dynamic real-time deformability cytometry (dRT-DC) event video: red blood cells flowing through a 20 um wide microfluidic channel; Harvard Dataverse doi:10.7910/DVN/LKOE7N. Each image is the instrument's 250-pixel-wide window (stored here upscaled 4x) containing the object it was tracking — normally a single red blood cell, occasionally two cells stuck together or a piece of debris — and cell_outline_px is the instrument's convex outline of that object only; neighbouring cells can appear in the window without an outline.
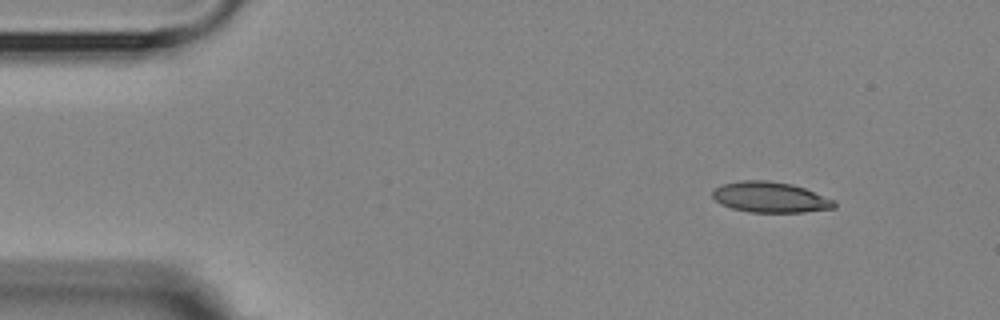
{"species": "Egyptian fruit bat (a non-hibernating species)", "species_latin": "Rousettus aegyptiacus", "temperature_condition": "room temperature", "stored_images_in_passage": 5, "camera_frame_rate_fps": 3000, "um_per_image_px": 0.085, "animal": {"sex": "female"}, "frame": {"image": 1, "passage_image": 1, "time_ms": 0.0, "image_size_px": [1000, 320], "cell_outline_px": [[836, 208], [804, 212], [748, 212], [732, 208], [720, 204], [712, 196], [712, 192], [716, 188], [724, 184], [740, 180], [768, 180], [792, 184], [804, 188], [836, 200]], "centroid_in_image_um": [65.5, 16.76], "position_along_channel_um": 19.5, "area_um2": 21.79}}
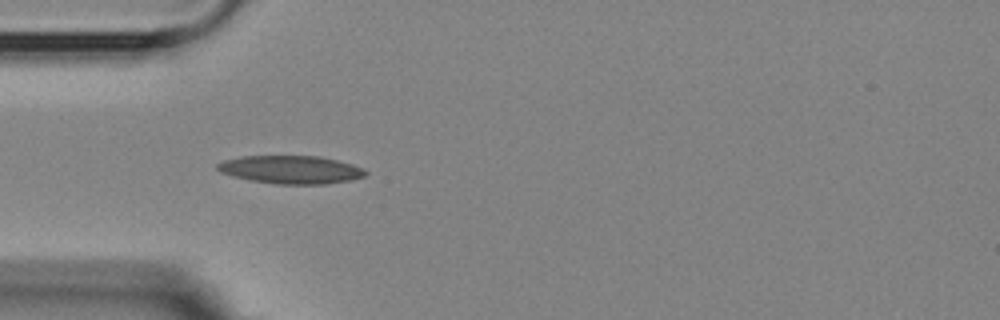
{"frame": {"image": 2, "passage_image": 4, "time_ms": 3.333, "image_size_px": [1000, 320], "cell_outline_px": [[368, 172], [364, 176], [348, 180], [324, 184], [276, 184], [252, 180], [232, 176], [220, 172], [216, 168], [216, 164], [224, 160], [240, 156], [320, 156], [352, 164], [364, 168]], "centroid_in_image_um": [24.7, 14.41], "position_along_channel_um": 60.3, "area_um2": 24.16}}
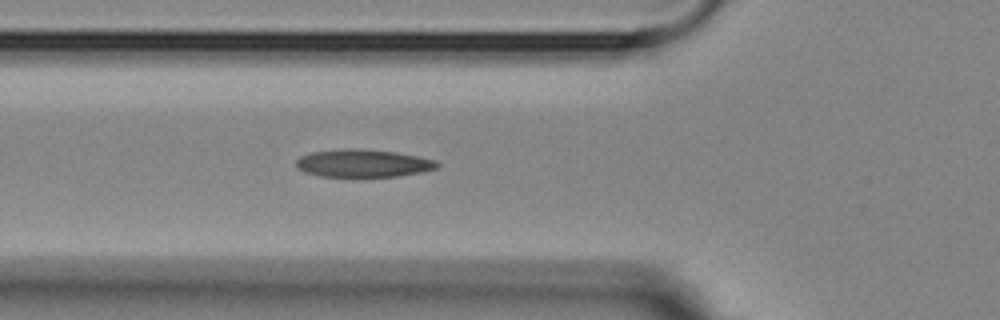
{"frame": {"image": 3, "passage_image": 5, "time_ms": 4.333, "image_size_px": [1000, 320], "cell_outline_px": [[440, 164], [436, 168], [420, 172], [400, 176], [352, 180], [320, 176], [304, 172], [296, 168], [296, 160], [300, 156], [312, 152], [344, 148], [360, 148], [396, 152], [436, 160]], "centroid_in_image_um": [30.81, 13.92], "position_along_channel_um": 95.0, "area_um2": 23.93}}